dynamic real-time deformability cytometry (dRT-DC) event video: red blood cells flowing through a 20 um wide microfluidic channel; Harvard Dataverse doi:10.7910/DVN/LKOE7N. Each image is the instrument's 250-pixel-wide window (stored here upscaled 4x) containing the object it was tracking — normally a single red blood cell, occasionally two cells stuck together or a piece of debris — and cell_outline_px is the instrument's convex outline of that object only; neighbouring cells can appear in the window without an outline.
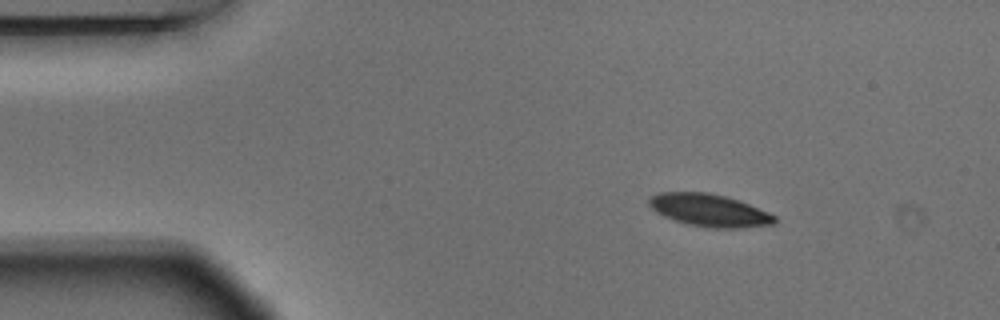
{"species": "Egyptian fruit bat (a non-hibernating species)", "species_latin": "Rousettus aegyptiacus", "temperature_condition": "warm", "stored_images_in_passage": 3, "camera_frame_rate_fps": 3000, "um_per_image_px": 0.085, "animal": {"sex": "male"}, "frame": {"image": 1, "passage_image": 1, "time_ms": 0.0, "image_size_px": [1000, 320], "cell_outline_px": [[776, 224], [744, 228], [708, 228], [688, 224], [664, 216], [656, 212], [648, 204], [648, 200], [652, 196], [660, 192], [708, 192], [740, 200], [768, 212], [776, 216]], "centroid_in_image_um": [60.33, 17.88], "position_along_channel_um": 24.7, "area_um2": 23.87}}
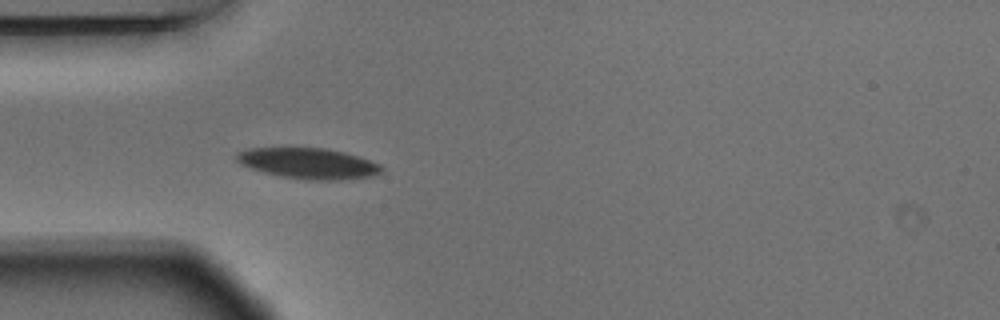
{"frame": {"image": 2, "passage_image": 3, "time_ms": 0.667, "image_size_px": [1000, 320], "cell_outline_px": [[384, 168], [380, 172], [372, 176], [340, 180], [308, 180], [280, 176], [264, 172], [240, 164], [236, 160], [236, 152], [248, 148], [324, 148], [344, 152], [380, 164]], "centroid_in_image_um": [26.19, 13.89], "position_along_channel_um": 58.8, "area_um2": 25.84}}